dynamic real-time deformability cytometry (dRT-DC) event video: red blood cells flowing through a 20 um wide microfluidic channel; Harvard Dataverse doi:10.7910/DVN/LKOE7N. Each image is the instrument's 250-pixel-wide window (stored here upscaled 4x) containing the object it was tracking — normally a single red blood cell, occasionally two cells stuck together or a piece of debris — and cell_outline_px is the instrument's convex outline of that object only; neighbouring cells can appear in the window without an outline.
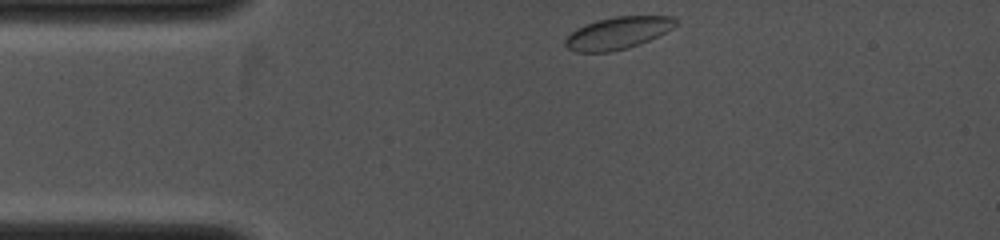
{"species": "common noctule bat (a hibernating species)", "species_latin": "Nyctalus noctula", "temperature_condition": "cold", "stored_images_in_passage": 3, "camera_frame_rate_fps": 4000, "um_per_image_px": 0.085, "animal": {"sex": "female", "body_mass_g": 19.0, "forearm_length_mm": 53.3}, "frame": {"image": 1, "passage_image": 1, "time_ms": 0.0, "image_size_px": [1000, 240], "cell_outline_px": [[676, 24], [672, 28], [640, 44], [628, 48], [612, 52], [576, 52], [568, 48], [564, 44], [564, 40], [576, 28], [584, 24], [596, 20], [616, 16], [672, 16], [676, 20]], "centroid_in_image_um": [52.47, 2.81], "position_along_channel_um": 32.5, "area_um2": 20.63}}